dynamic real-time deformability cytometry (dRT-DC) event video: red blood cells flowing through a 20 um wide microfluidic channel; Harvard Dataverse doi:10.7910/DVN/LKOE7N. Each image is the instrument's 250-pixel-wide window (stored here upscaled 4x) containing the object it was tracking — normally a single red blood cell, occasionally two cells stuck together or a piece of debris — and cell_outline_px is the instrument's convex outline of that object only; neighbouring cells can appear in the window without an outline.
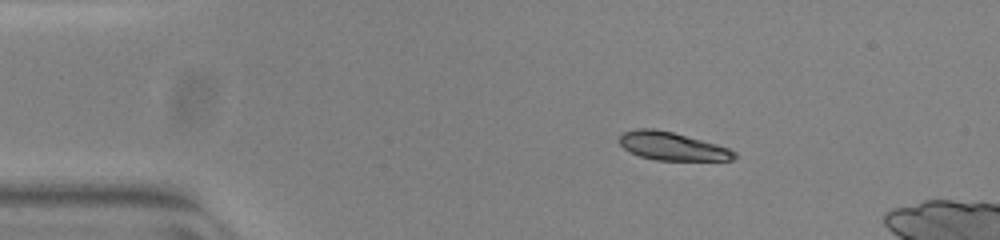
{"species": "common noctule bat (a hibernating species)", "species_latin": "Nyctalus noctula", "temperature_condition": "warm", "stored_images_in_passage": 8, "camera_frame_rate_fps": 3000, "um_per_image_px": 0.085, "animal": {"sex": "female", "body_mass_g": 23.0, "forearm_length_mm": 53.4}, "frame": {"image": 1, "passage_image": 1, "time_ms": 0.0, "image_size_px": [1000, 240], "cell_outline_px": [[736, 156], [732, 160], [656, 160], [640, 156], [624, 148], [620, 144], [620, 136], [624, 132], [636, 128], [652, 128], [672, 132], [716, 144], [728, 148], [736, 152]], "centroid_in_image_um": [57.13, 12.43], "position_along_channel_um": 27.9, "area_um2": 18.55}}